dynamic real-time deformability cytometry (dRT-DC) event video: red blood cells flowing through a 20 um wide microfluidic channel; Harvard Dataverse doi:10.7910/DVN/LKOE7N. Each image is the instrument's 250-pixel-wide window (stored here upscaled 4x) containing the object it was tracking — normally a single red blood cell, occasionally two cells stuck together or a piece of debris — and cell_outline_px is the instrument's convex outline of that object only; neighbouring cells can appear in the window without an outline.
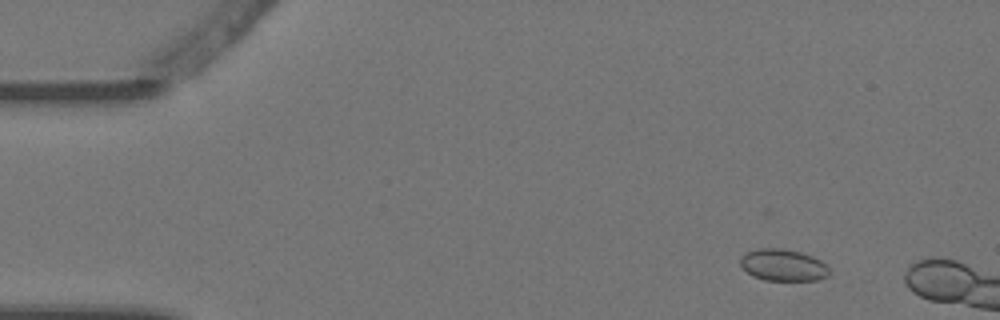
{"species": "Egyptian fruit bat (a non-hibernating species)", "species_latin": "Rousettus aegyptiacus", "temperature_condition": "warm", "stored_images_in_passage": 4, "camera_frame_rate_fps": 3000, "um_per_image_px": 0.085, "animal": {"sex": "female"}, "frame": {"image": 1, "passage_image": 2, "time_ms": 0.333, "image_size_px": [1000, 320], "cell_outline_px": [[828, 276], [816, 280], [764, 280], [752, 276], [740, 264], [740, 256], [748, 252], [760, 248], [784, 248], [800, 252], [812, 256], [828, 264]], "centroid_in_image_um": [66.57, 22.53], "position_along_channel_um": 18.4, "area_um2": 16.47}}